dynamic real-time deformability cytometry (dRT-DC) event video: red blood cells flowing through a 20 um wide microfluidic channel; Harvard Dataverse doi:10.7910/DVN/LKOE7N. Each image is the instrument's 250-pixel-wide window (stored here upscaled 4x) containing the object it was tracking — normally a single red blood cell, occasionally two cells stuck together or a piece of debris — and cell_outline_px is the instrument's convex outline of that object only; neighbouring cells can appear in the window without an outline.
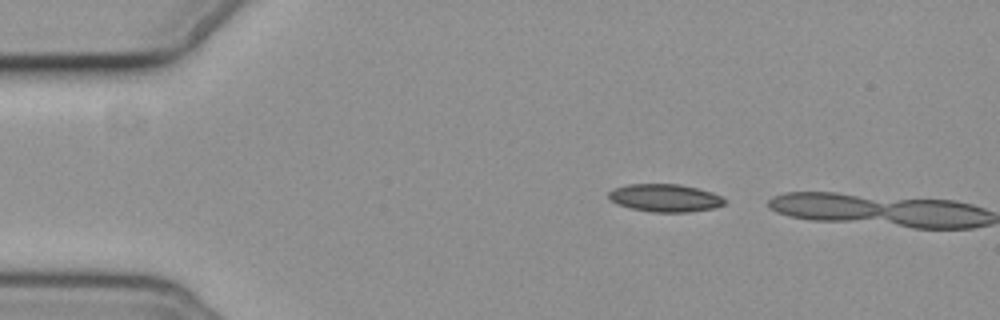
{"species": "common noctule bat (a hibernating species)", "species_latin": "Nyctalus noctula", "temperature_condition": "cold", "stored_images_in_passage": 2, "camera_frame_rate_fps": 3000, "um_per_image_px": 0.085, "animal": {"sex": "female", "body_mass_g": 19.3, "forearm_length_mm": 54.1}, "frame": {"image": 1, "passage_image": 1, "time_ms": 0.0, "image_size_px": [1000, 320], "cell_outline_px": [[728, 200], [724, 204], [716, 208], [688, 212], [652, 212], [632, 208], [616, 204], [608, 196], [608, 192], [612, 188], [628, 184], [680, 184], [712, 192]], "centroid_in_image_um": [56.54, 16.82], "position_along_channel_um": 28.5, "area_um2": 18.84}}